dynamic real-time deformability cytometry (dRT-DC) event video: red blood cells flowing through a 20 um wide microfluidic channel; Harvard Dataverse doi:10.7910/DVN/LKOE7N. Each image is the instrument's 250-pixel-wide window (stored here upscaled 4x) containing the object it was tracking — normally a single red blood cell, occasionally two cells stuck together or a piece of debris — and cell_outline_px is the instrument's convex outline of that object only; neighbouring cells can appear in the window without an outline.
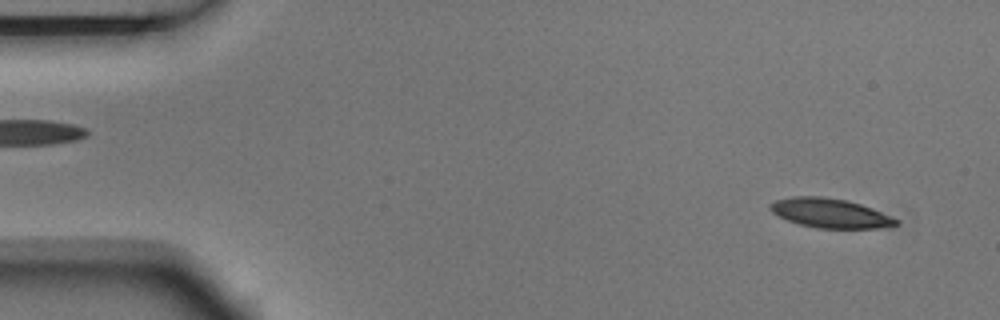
{"species": "Egyptian fruit bat (a non-hibernating species)", "species_latin": "Rousettus aegyptiacus", "temperature_condition": "room temperature", "stored_images_in_passage": 5, "segment_of_instrument_passage": [2, 2], "camera_frame_rate_fps": 3000, "um_per_image_px": 0.085, "animal": {"sex": "male"}, "frame": {"image": 1, "passage_image": 5, "time_ms": 1.333, "image_size_px": [1000, 320], "cell_outline_px": [[900, 224], [876, 228], [816, 228], [800, 224], [788, 220], [772, 212], [768, 208], [768, 204], [776, 200], [792, 196], [820, 196], [844, 200], [860, 204], [872, 208], [892, 216], [900, 220]], "centroid_in_image_um": [70.56, 18.11], "position_along_channel_um": 14.4, "area_um2": 21.44}}